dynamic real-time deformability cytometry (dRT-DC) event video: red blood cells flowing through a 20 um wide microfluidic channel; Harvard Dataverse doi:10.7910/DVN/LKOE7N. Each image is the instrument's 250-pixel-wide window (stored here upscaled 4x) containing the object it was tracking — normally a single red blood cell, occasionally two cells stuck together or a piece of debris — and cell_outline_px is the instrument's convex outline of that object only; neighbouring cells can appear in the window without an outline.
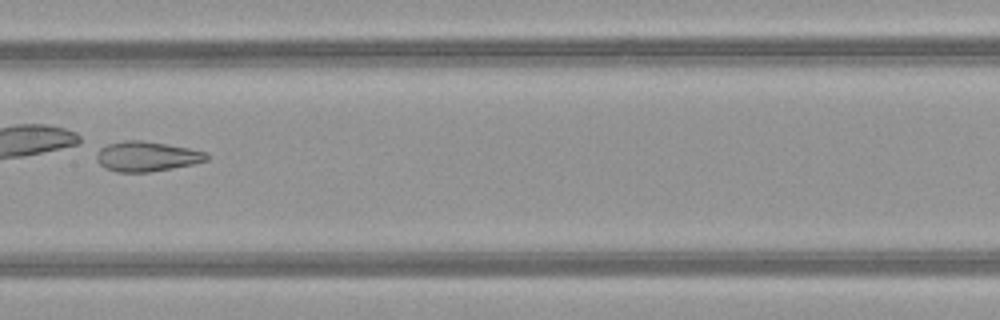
{"species": "common noctule bat (a hibernating species)", "species_latin": "Nyctalus noctula", "temperature_condition": "warm", "stored_images_in_passage": 35, "camera_frame_rate_fps": 3000, "um_per_image_px": 0.085, "animal": {"sex": "female", "body_mass_g": 21.9}, "frame": {"image": 1, "passage_image": 11, "time_ms": 3.333, "image_size_px": [1000, 320], "cell_outline_px": [[208, 160], [192, 164], [172, 168], [148, 172], [116, 172], [104, 168], [96, 160], [96, 156], [100, 148], [108, 144], [124, 140], [140, 140], [188, 148], [208, 152]], "centroid_in_image_um": [12.45, 13.3], "position_along_channel_um": 195.0, "area_um2": 19.13}}